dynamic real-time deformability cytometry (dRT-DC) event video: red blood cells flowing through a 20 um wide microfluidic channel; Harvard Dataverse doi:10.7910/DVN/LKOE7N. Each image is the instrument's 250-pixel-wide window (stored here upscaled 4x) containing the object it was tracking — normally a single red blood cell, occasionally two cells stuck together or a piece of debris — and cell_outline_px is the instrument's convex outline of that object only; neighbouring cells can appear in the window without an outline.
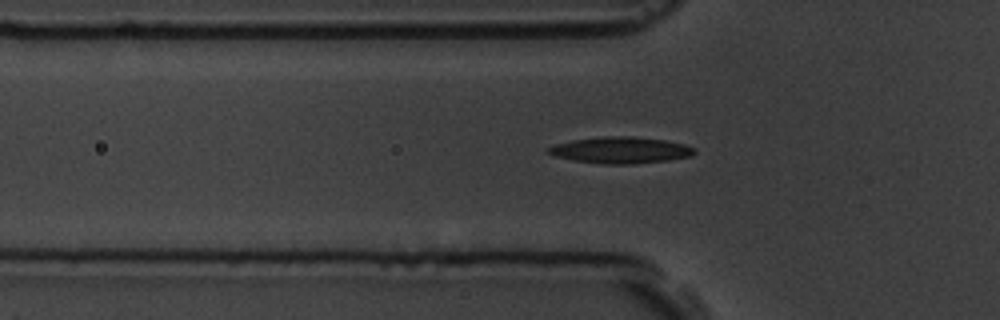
{"species": "common noctule bat (a hibernating species)", "species_latin": "Nyctalus noctula", "temperature_condition": "room temperature", "stored_images_in_passage": 40, "camera_frame_rate_fps": 3000, "um_per_image_px": 0.085, "animal": {"sex": "male", "body_mass_g": 19.5, "forearm_length_mm": 54.6}, "frame": {"image": 1, "passage_image": 9, "time_ms": 2.667, "image_size_px": [1000, 320], "cell_outline_px": [[696, 152], [692, 156], [668, 160], [632, 164], [600, 164], [572, 160], [556, 156], [548, 152], [548, 148], [556, 144], [572, 140], [604, 136], [632, 136], [664, 140], [684, 144], [696, 148]], "centroid_in_image_um": [52.78, 12.76], "position_along_channel_um": 73.0, "area_um2": 22.48}}
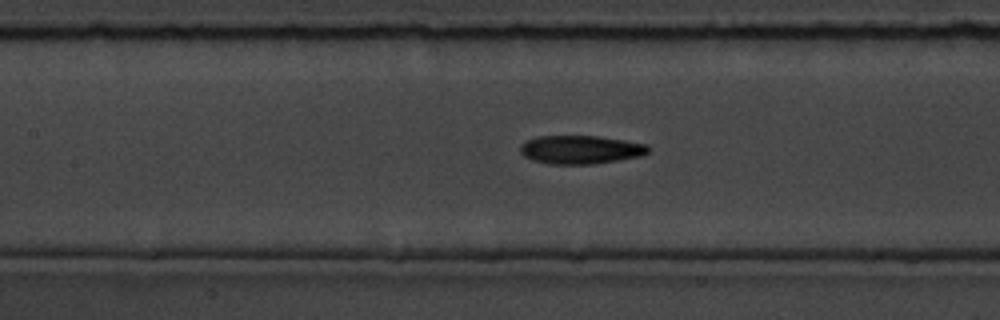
{"frame": {"image": 2, "passage_image": 16, "time_ms": 5.0, "image_size_px": [1000, 320], "cell_outline_px": [[652, 148], [648, 152], [640, 156], [592, 164], [548, 164], [524, 156], [520, 152], [520, 148], [528, 140], [536, 136], [596, 136], [624, 140], [648, 144]], "centroid_in_image_um": [49.39, 12.71], "position_along_channel_um": 158.0, "area_um2": 21.04}}
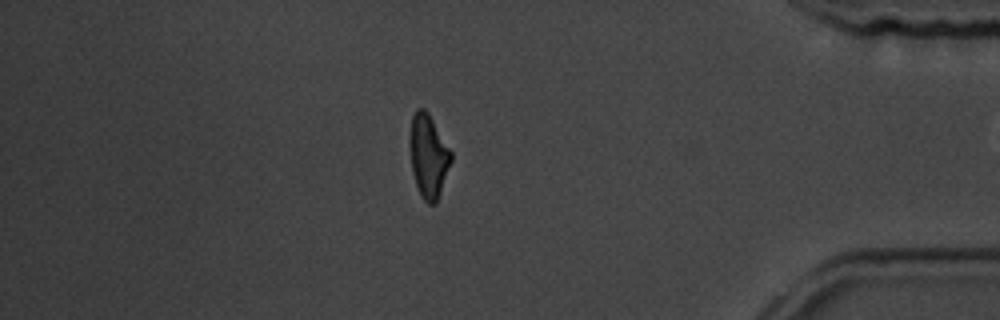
{"frame": {"image": 3, "passage_image": 39, "time_ms": 12.667, "image_size_px": [1000, 320], "cell_outline_px": [[452, 160], [436, 204], [428, 204], [424, 200], [416, 184], [412, 172], [408, 140], [408, 136], [412, 116], [416, 108], [424, 108], [428, 112], [452, 152]], "centroid_in_image_um": [36.39, 13.23], "position_along_channel_um": 398.8, "area_um2": 20.23}}